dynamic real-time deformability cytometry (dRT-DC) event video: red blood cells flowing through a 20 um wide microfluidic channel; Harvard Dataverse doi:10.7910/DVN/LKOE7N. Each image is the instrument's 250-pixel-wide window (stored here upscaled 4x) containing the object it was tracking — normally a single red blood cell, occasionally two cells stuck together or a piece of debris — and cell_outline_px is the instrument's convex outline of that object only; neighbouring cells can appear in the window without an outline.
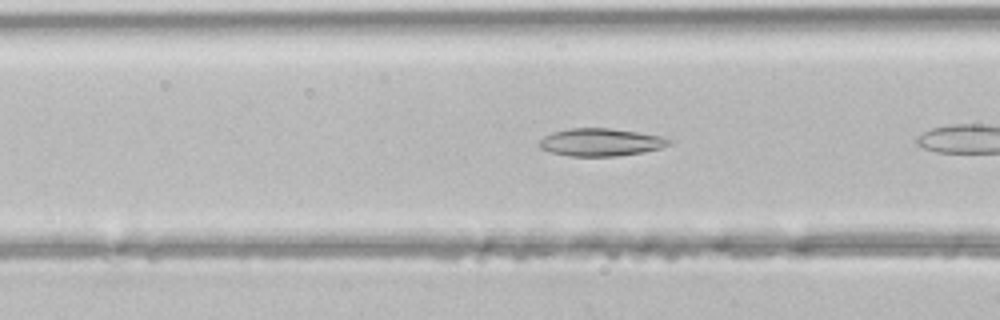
{"species": "common noctule bat (a hibernating species)", "species_latin": "Nyctalus noctula", "temperature_condition": "room temperature", "stored_images_in_passage": 15, "camera_frame_rate_fps": 3000, "um_per_image_px": 0.085, "animal": {"sex": "male", "body_mass_g": 21.5, "forearm_length_mm": 52.0}, "frame": {"image": 1, "passage_image": 13, "time_ms": 4.0, "image_size_px": [1000, 320], "cell_outline_px": [[672, 140], [668, 144], [660, 148], [644, 152], [616, 156], [568, 156], [552, 152], [540, 148], [540, 140], [544, 136], [552, 132], [568, 128], [608, 128], [664, 136]], "centroid_in_image_um": [51.06, 12.08], "position_along_channel_um": 115.5, "area_um2": 20.81}}